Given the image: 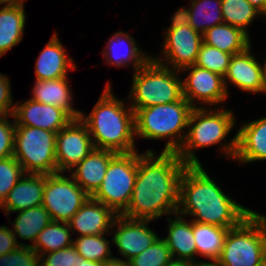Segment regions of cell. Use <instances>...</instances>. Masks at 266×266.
<instances>
[{
  "instance_id": "obj_1",
  "label": "cell",
  "mask_w": 266,
  "mask_h": 266,
  "mask_svg": "<svg viewBox=\"0 0 266 266\" xmlns=\"http://www.w3.org/2000/svg\"><path fill=\"white\" fill-rule=\"evenodd\" d=\"M188 165L176 152L152 150L138 153V171L132 197L121 214L130 219L156 220L175 215L178 209L180 181Z\"/></svg>"
},
{
  "instance_id": "obj_2",
  "label": "cell",
  "mask_w": 266,
  "mask_h": 266,
  "mask_svg": "<svg viewBox=\"0 0 266 266\" xmlns=\"http://www.w3.org/2000/svg\"><path fill=\"white\" fill-rule=\"evenodd\" d=\"M254 210L233 201L201 165H188L180 181L177 214L191 221L224 228L238 226Z\"/></svg>"
},
{
  "instance_id": "obj_3",
  "label": "cell",
  "mask_w": 266,
  "mask_h": 266,
  "mask_svg": "<svg viewBox=\"0 0 266 266\" xmlns=\"http://www.w3.org/2000/svg\"><path fill=\"white\" fill-rule=\"evenodd\" d=\"M111 90L108 81L93 110L88 116L81 112L80 119L87 126L95 149L135 152V112Z\"/></svg>"
},
{
  "instance_id": "obj_4",
  "label": "cell",
  "mask_w": 266,
  "mask_h": 266,
  "mask_svg": "<svg viewBox=\"0 0 266 266\" xmlns=\"http://www.w3.org/2000/svg\"><path fill=\"white\" fill-rule=\"evenodd\" d=\"M193 108L183 98L169 104L138 109L135 112V136L148 140L167 138L163 152H177L184 142L189 116Z\"/></svg>"
},
{
  "instance_id": "obj_5",
  "label": "cell",
  "mask_w": 266,
  "mask_h": 266,
  "mask_svg": "<svg viewBox=\"0 0 266 266\" xmlns=\"http://www.w3.org/2000/svg\"><path fill=\"white\" fill-rule=\"evenodd\" d=\"M266 261V216L253 211L224 239L217 266H260Z\"/></svg>"
},
{
  "instance_id": "obj_6",
  "label": "cell",
  "mask_w": 266,
  "mask_h": 266,
  "mask_svg": "<svg viewBox=\"0 0 266 266\" xmlns=\"http://www.w3.org/2000/svg\"><path fill=\"white\" fill-rule=\"evenodd\" d=\"M180 71L163 66L152 58L133 74L128 98L134 112L138 109L182 100Z\"/></svg>"
},
{
  "instance_id": "obj_7",
  "label": "cell",
  "mask_w": 266,
  "mask_h": 266,
  "mask_svg": "<svg viewBox=\"0 0 266 266\" xmlns=\"http://www.w3.org/2000/svg\"><path fill=\"white\" fill-rule=\"evenodd\" d=\"M206 108L192 109L184 142L176 152L187 165H201L194 151L220 144L235 126L233 110Z\"/></svg>"
},
{
  "instance_id": "obj_8",
  "label": "cell",
  "mask_w": 266,
  "mask_h": 266,
  "mask_svg": "<svg viewBox=\"0 0 266 266\" xmlns=\"http://www.w3.org/2000/svg\"><path fill=\"white\" fill-rule=\"evenodd\" d=\"M56 134L30 126H15L13 156L25 173H57Z\"/></svg>"
},
{
  "instance_id": "obj_9",
  "label": "cell",
  "mask_w": 266,
  "mask_h": 266,
  "mask_svg": "<svg viewBox=\"0 0 266 266\" xmlns=\"http://www.w3.org/2000/svg\"><path fill=\"white\" fill-rule=\"evenodd\" d=\"M138 171V151L118 153L109 163L103 182L91 196L121 215L128 207Z\"/></svg>"
},
{
  "instance_id": "obj_10",
  "label": "cell",
  "mask_w": 266,
  "mask_h": 266,
  "mask_svg": "<svg viewBox=\"0 0 266 266\" xmlns=\"http://www.w3.org/2000/svg\"><path fill=\"white\" fill-rule=\"evenodd\" d=\"M89 197L70 175L45 174L42 205L53 221L68 223Z\"/></svg>"
},
{
  "instance_id": "obj_11",
  "label": "cell",
  "mask_w": 266,
  "mask_h": 266,
  "mask_svg": "<svg viewBox=\"0 0 266 266\" xmlns=\"http://www.w3.org/2000/svg\"><path fill=\"white\" fill-rule=\"evenodd\" d=\"M165 32L162 57L153 56L152 59L177 71L194 65L203 43V34L189 24L178 29H166Z\"/></svg>"
},
{
  "instance_id": "obj_12",
  "label": "cell",
  "mask_w": 266,
  "mask_h": 266,
  "mask_svg": "<svg viewBox=\"0 0 266 266\" xmlns=\"http://www.w3.org/2000/svg\"><path fill=\"white\" fill-rule=\"evenodd\" d=\"M55 148L57 173H65L81 162L94 146L87 126L77 118L56 134Z\"/></svg>"
},
{
  "instance_id": "obj_13",
  "label": "cell",
  "mask_w": 266,
  "mask_h": 266,
  "mask_svg": "<svg viewBox=\"0 0 266 266\" xmlns=\"http://www.w3.org/2000/svg\"><path fill=\"white\" fill-rule=\"evenodd\" d=\"M219 148L227 158L243 164L266 160V117L241 124L234 137Z\"/></svg>"
},
{
  "instance_id": "obj_14",
  "label": "cell",
  "mask_w": 266,
  "mask_h": 266,
  "mask_svg": "<svg viewBox=\"0 0 266 266\" xmlns=\"http://www.w3.org/2000/svg\"><path fill=\"white\" fill-rule=\"evenodd\" d=\"M189 71L188 76L182 80L183 97L194 107L202 102L210 105L208 107L219 106L227 99V93L224 77L213 73L197 65L188 66L180 72ZM198 101V102H197ZM197 102V103H196Z\"/></svg>"
},
{
  "instance_id": "obj_15",
  "label": "cell",
  "mask_w": 266,
  "mask_h": 266,
  "mask_svg": "<svg viewBox=\"0 0 266 266\" xmlns=\"http://www.w3.org/2000/svg\"><path fill=\"white\" fill-rule=\"evenodd\" d=\"M152 220L130 219L117 215L112 228L116 227L112 242L118 247V253L128 262L151 246L159 236L147 224Z\"/></svg>"
},
{
  "instance_id": "obj_16",
  "label": "cell",
  "mask_w": 266,
  "mask_h": 266,
  "mask_svg": "<svg viewBox=\"0 0 266 266\" xmlns=\"http://www.w3.org/2000/svg\"><path fill=\"white\" fill-rule=\"evenodd\" d=\"M15 125L30 126L58 133L73 118L62 108L32 99L15 103Z\"/></svg>"
},
{
  "instance_id": "obj_17",
  "label": "cell",
  "mask_w": 266,
  "mask_h": 266,
  "mask_svg": "<svg viewBox=\"0 0 266 266\" xmlns=\"http://www.w3.org/2000/svg\"><path fill=\"white\" fill-rule=\"evenodd\" d=\"M251 49V46H249L245 51L232 55L227 72L224 75L227 93V81L242 91L266 93L263 66L251 53Z\"/></svg>"
},
{
  "instance_id": "obj_18",
  "label": "cell",
  "mask_w": 266,
  "mask_h": 266,
  "mask_svg": "<svg viewBox=\"0 0 266 266\" xmlns=\"http://www.w3.org/2000/svg\"><path fill=\"white\" fill-rule=\"evenodd\" d=\"M117 214L91 196L68 222L70 230L78 237L86 235L111 234Z\"/></svg>"
},
{
  "instance_id": "obj_19",
  "label": "cell",
  "mask_w": 266,
  "mask_h": 266,
  "mask_svg": "<svg viewBox=\"0 0 266 266\" xmlns=\"http://www.w3.org/2000/svg\"><path fill=\"white\" fill-rule=\"evenodd\" d=\"M117 154L111 150L94 148L70 170V176L89 196H92L103 182L110 161Z\"/></svg>"
},
{
  "instance_id": "obj_20",
  "label": "cell",
  "mask_w": 266,
  "mask_h": 266,
  "mask_svg": "<svg viewBox=\"0 0 266 266\" xmlns=\"http://www.w3.org/2000/svg\"><path fill=\"white\" fill-rule=\"evenodd\" d=\"M44 187L45 174L26 173L9 191L0 209L8 216L11 212L40 206L43 203Z\"/></svg>"
},
{
  "instance_id": "obj_21",
  "label": "cell",
  "mask_w": 266,
  "mask_h": 266,
  "mask_svg": "<svg viewBox=\"0 0 266 266\" xmlns=\"http://www.w3.org/2000/svg\"><path fill=\"white\" fill-rule=\"evenodd\" d=\"M67 55L66 48L59 41L57 33L54 32L36 60V80H54L68 77V72L77 67L73 63V59Z\"/></svg>"
},
{
  "instance_id": "obj_22",
  "label": "cell",
  "mask_w": 266,
  "mask_h": 266,
  "mask_svg": "<svg viewBox=\"0 0 266 266\" xmlns=\"http://www.w3.org/2000/svg\"><path fill=\"white\" fill-rule=\"evenodd\" d=\"M106 44L103 56L106 63L112 66L120 68L131 64L136 72L152 58L151 55L141 51L134 37L123 31L116 32Z\"/></svg>"
},
{
  "instance_id": "obj_23",
  "label": "cell",
  "mask_w": 266,
  "mask_h": 266,
  "mask_svg": "<svg viewBox=\"0 0 266 266\" xmlns=\"http://www.w3.org/2000/svg\"><path fill=\"white\" fill-rule=\"evenodd\" d=\"M176 218L168 220V235L162 238L167 244L173 259L188 262H200L197 259V247L193 236V221L187 222L183 216L174 215ZM177 255V256H176Z\"/></svg>"
},
{
  "instance_id": "obj_24",
  "label": "cell",
  "mask_w": 266,
  "mask_h": 266,
  "mask_svg": "<svg viewBox=\"0 0 266 266\" xmlns=\"http://www.w3.org/2000/svg\"><path fill=\"white\" fill-rule=\"evenodd\" d=\"M68 79V80H67ZM32 89V100L60 107L65 110L73 119L80 118V110L73 108V95L68 83L69 77L54 80H35Z\"/></svg>"
},
{
  "instance_id": "obj_25",
  "label": "cell",
  "mask_w": 266,
  "mask_h": 266,
  "mask_svg": "<svg viewBox=\"0 0 266 266\" xmlns=\"http://www.w3.org/2000/svg\"><path fill=\"white\" fill-rule=\"evenodd\" d=\"M24 6L4 5L0 9V58L23 39L26 23Z\"/></svg>"
},
{
  "instance_id": "obj_26",
  "label": "cell",
  "mask_w": 266,
  "mask_h": 266,
  "mask_svg": "<svg viewBox=\"0 0 266 266\" xmlns=\"http://www.w3.org/2000/svg\"><path fill=\"white\" fill-rule=\"evenodd\" d=\"M203 42L232 55L241 53L252 46L247 33L226 23L215 25L204 32Z\"/></svg>"
},
{
  "instance_id": "obj_27",
  "label": "cell",
  "mask_w": 266,
  "mask_h": 266,
  "mask_svg": "<svg viewBox=\"0 0 266 266\" xmlns=\"http://www.w3.org/2000/svg\"><path fill=\"white\" fill-rule=\"evenodd\" d=\"M52 221L51 216L43 205L18 211L13 225L12 232L19 246H25L22 242L17 241V235L22 240H29L33 246L38 234Z\"/></svg>"
},
{
  "instance_id": "obj_28",
  "label": "cell",
  "mask_w": 266,
  "mask_h": 266,
  "mask_svg": "<svg viewBox=\"0 0 266 266\" xmlns=\"http://www.w3.org/2000/svg\"><path fill=\"white\" fill-rule=\"evenodd\" d=\"M228 228L193 221L197 255L215 262L221 254Z\"/></svg>"
},
{
  "instance_id": "obj_29",
  "label": "cell",
  "mask_w": 266,
  "mask_h": 266,
  "mask_svg": "<svg viewBox=\"0 0 266 266\" xmlns=\"http://www.w3.org/2000/svg\"><path fill=\"white\" fill-rule=\"evenodd\" d=\"M70 226L66 222L51 221L39 234L32 249L41 256L73 245Z\"/></svg>"
},
{
  "instance_id": "obj_30",
  "label": "cell",
  "mask_w": 266,
  "mask_h": 266,
  "mask_svg": "<svg viewBox=\"0 0 266 266\" xmlns=\"http://www.w3.org/2000/svg\"><path fill=\"white\" fill-rule=\"evenodd\" d=\"M189 25L203 34L215 25L224 23L221 0H191Z\"/></svg>"
},
{
  "instance_id": "obj_31",
  "label": "cell",
  "mask_w": 266,
  "mask_h": 266,
  "mask_svg": "<svg viewBox=\"0 0 266 266\" xmlns=\"http://www.w3.org/2000/svg\"><path fill=\"white\" fill-rule=\"evenodd\" d=\"M224 23L242 29L248 33L247 27L261 13L248 0H221Z\"/></svg>"
},
{
  "instance_id": "obj_32",
  "label": "cell",
  "mask_w": 266,
  "mask_h": 266,
  "mask_svg": "<svg viewBox=\"0 0 266 266\" xmlns=\"http://www.w3.org/2000/svg\"><path fill=\"white\" fill-rule=\"evenodd\" d=\"M104 236L105 234L80 236L73 241V246L82 258L103 263L113 258L109 246L112 240H107Z\"/></svg>"
},
{
  "instance_id": "obj_33",
  "label": "cell",
  "mask_w": 266,
  "mask_h": 266,
  "mask_svg": "<svg viewBox=\"0 0 266 266\" xmlns=\"http://www.w3.org/2000/svg\"><path fill=\"white\" fill-rule=\"evenodd\" d=\"M232 54L223 52L213 46L201 44L195 65L224 77Z\"/></svg>"
},
{
  "instance_id": "obj_34",
  "label": "cell",
  "mask_w": 266,
  "mask_h": 266,
  "mask_svg": "<svg viewBox=\"0 0 266 266\" xmlns=\"http://www.w3.org/2000/svg\"><path fill=\"white\" fill-rule=\"evenodd\" d=\"M172 258L170 250L162 238L128 261L129 266H164Z\"/></svg>"
},
{
  "instance_id": "obj_35",
  "label": "cell",
  "mask_w": 266,
  "mask_h": 266,
  "mask_svg": "<svg viewBox=\"0 0 266 266\" xmlns=\"http://www.w3.org/2000/svg\"><path fill=\"white\" fill-rule=\"evenodd\" d=\"M24 174L26 173L14 156L0 160V206Z\"/></svg>"
},
{
  "instance_id": "obj_36",
  "label": "cell",
  "mask_w": 266,
  "mask_h": 266,
  "mask_svg": "<svg viewBox=\"0 0 266 266\" xmlns=\"http://www.w3.org/2000/svg\"><path fill=\"white\" fill-rule=\"evenodd\" d=\"M0 266H40V255L27 244L18 246L0 256Z\"/></svg>"
},
{
  "instance_id": "obj_37",
  "label": "cell",
  "mask_w": 266,
  "mask_h": 266,
  "mask_svg": "<svg viewBox=\"0 0 266 266\" xmlns=\"http://www.w3.org/2000/svg\"><path fill=\"white\" fill-rule=\"evenodd\" d=\"M78 252L73 245L40 256V266H75Z\"/></svg>"
},
{
  "instance_id": "obj_38",
  "label": "cell",
  "mask_w": 266,
  "mask_h": 266,
  "mask_svg": "<svg viewBox=\"0 0 266 266\" xmlns=\"http://www.w3.org/2000/svg\"><path fill=\"white\" fill-rule=\"evenodd\" d=\"M8 116H0V160L13 156L15 119L7 120Z\"/></svg>"
},
{
  "instance_id": "obj_39",
  "label": "cell",
  "mask_w": 266,
  "mask_h": 266,
  "mask_svg": "<svg viewBox=\"0 0 266 266\" xmlns=\"http://www.w3.org/2000/svg\"><path fill=\"white\" fill-rule=\"evenodd\" d=\"M10 79L0 74V116H13L15 103L13 105Z\"/></svg>"
},
{
  "instance_id": "obj_40",
  "label": "cell",
  "mask_w": 266,
  "mask_h": 266,
  "mask_svg": "<svg viewBox=\"0 0 266 266\" xmlns=\"http://www.w3.org/2000/svg\"><path fill=\"white\" fill-rule=\"evenodd\" d=\"M18 246L12 229L5 225L0 226V256L12 252Z\"/></svg>"
},
{
  "instance_id": "obj_41",
  "label": "cell",
  "mask_w": 266,
  "mask_h": 266,
  "mask_svg": "<svg viewBox=\"0 0 266 266\" xmlns=\"http://www.w3.org/2000/svg\"><path fill=\"white\" fill-rule=\"evenodd\" d=\"M171 25L167 29H178L190 23L189 8L181 7L172 15Z\"/></svg>"
},
{
  "instance_id": "obj_42",
  "label": "cell",
  "mask_w": 266,
  "mask_h": 266,
  "mask_svg": "<svg viewBox=\"0 0 266 266\" xmlns=\"http://www.w3.org/2000/svg\"><path fill=\"white\" fill-rule=\"evenodd\" d=\"M102 266H129L128 262H125L123 259L115 258L109 259L102 263Z\"/></svg>"
},
{
  "instance_id": "obj_43",
  "label": "cell",
  "mask_w": 266,
  "mask_h": 266,
  "mask_svg": "<svg viewBox=\"0 0 266 266\" xmlns=\"http://www.w3.org/2000/svg\"><path fill=\"white\" fill-rule=\"evenodd\" d=\"M75 266H102L101 262L90 261L82 258L80 255L77 256V263Z\"/></svg>"
},
{
  "instance_id": "obj_44",
  "label": "cell",
  "mask_w": 266,
  "mask_h": 266,
  "mask_svg": "<svg viewBox=\"0 0 266 266\" xmlns=\"http://www.w3.org/2000/svg\"><path fill=\"white\" fill-rule=\"evenodd\" d=\"M248 1L261 13L262 16H264L266 0H248Z\"/></svg>"
},
{
  "instance_id": "obj_45",
  "label": "cell",
  "mask_w": 266,
  "mask_h": 266,
  "mask_svg": "<svg viewBox=\"0 0 266 266\" xmlns=\"http://www.w3.org/2000/svg\"><path fill=\"white\" fill-rule=\"evenodd\" d=\"M191 262L184 260L171 259L164 266H189Z\"/></svg>"
},
{
  "instance_id": "obj_46",
  "label": "cell",
  "mask_w": 266,
  "mask_h": 266,
  "mask_svg": "<svg viewBox=\"0 0 266 266\" xmlns=\"http://www.w3.org/2000/svg\"><path fill=\"white\" fill-rule=\"evenodd\" d=\"M25 0H0V5H16V4H24Z\"/></svg>"
},
{
  "instance_id": "obj_47",
  "label": "cell",
  "mask_w": 266,
  "mask_h": 266,
  "mask_svg": "<svg viewBox=\"0 0 266 266\" xmlns=\"http://www.w3.org/2000/svg\"><path fill=\"white\" fill-rule=\"evenodd\" d=\"M189 266H217V264L215 262H209V261H201V262H193L190 263Z\"/></svg>"
},
{
  "instance_id": "obj_48",
  "label": "cell",
  "mask_w": 266,
  "mask_h": 266,
  "mask_svg": "<svg viewBox=\"0 0 266 266\" xmlns=\"http://www.w3.org/2000/svg\"><path fill=\"white\" fill-rule=\"evenodd\" d=\"M262 64H264L263 65V75H264V85L266 88V60H265V63H262Z\"/></svg>"
},
{
  "instance_id": "obj_49",
  "label": "cell",
  "mask_w": 266,
  "mask_h": 266,
  "mask_svg": "<svg viewBox=\"0 0 266 266\" xmlns=\"http://www.w3.org/2000/svg\"><path fill=\"white\" fill-rule=\"evenodd\" d=\"M264 16H265L264 18L266 19V4H265V9H264Z\"/></svg>"
},
{
  "instance_id": "obj_50",
  "label": "cell",
  "mask_w": 266,
  "mask_h": 266,
  "mask_svg": "<svg viewBox=\"0 0 266 266\" xmlns=\"http://www.w3.org/2000/svg\"><path fill=\"white\" fill-rule=\"evenodd\" d=\"M260 266H266V261L262 265H260Z\"/></svg>"
}]
</instances>
